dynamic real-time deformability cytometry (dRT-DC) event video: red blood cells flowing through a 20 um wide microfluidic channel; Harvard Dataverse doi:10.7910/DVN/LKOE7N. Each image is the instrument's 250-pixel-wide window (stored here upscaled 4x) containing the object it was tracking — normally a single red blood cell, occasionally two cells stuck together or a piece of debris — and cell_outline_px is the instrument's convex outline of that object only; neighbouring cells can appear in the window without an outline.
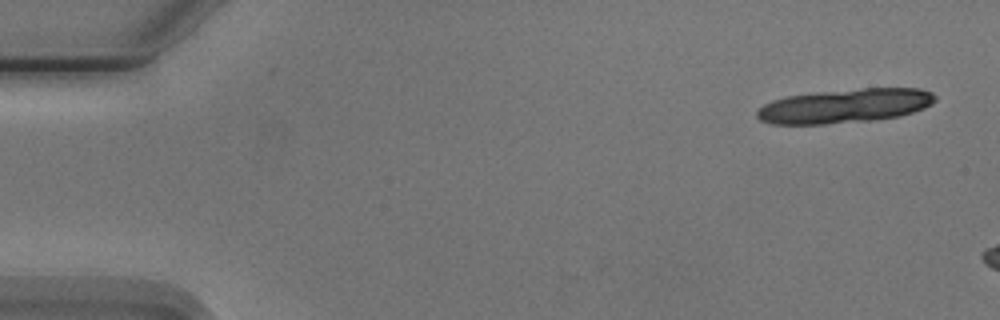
{"species": "Egyptian fruit bat (a non-hibernating species)", "species_latin": "Rousettus aegyptiacus", "temperature_condition": "cold", "stored_images_in_passage": 3, "camera_frame_rate_fps": 3000, "um_per_image_px": 0.085, "animal": {"sex": "male"}, "frame": {"image": 1, "passage_image": 1, "time_ms": 0.0, "image_size_px": [1000, 320], "cell_outline_px": [[936, 100], [932, 104], [924, 108], [900, 116], [872, 120], [824, 124], [772, 124], [760, 120], [756, 116], [756, 112], [764, 104], [772, 100], [788, 96], [824, 92], [864, 88], [920, 88], [932, 92], [936, 96]], "centroid_in_image_um": [71.84, 9.0], "position_along_channel_um": 13.2, "area_um2": 35.2}}